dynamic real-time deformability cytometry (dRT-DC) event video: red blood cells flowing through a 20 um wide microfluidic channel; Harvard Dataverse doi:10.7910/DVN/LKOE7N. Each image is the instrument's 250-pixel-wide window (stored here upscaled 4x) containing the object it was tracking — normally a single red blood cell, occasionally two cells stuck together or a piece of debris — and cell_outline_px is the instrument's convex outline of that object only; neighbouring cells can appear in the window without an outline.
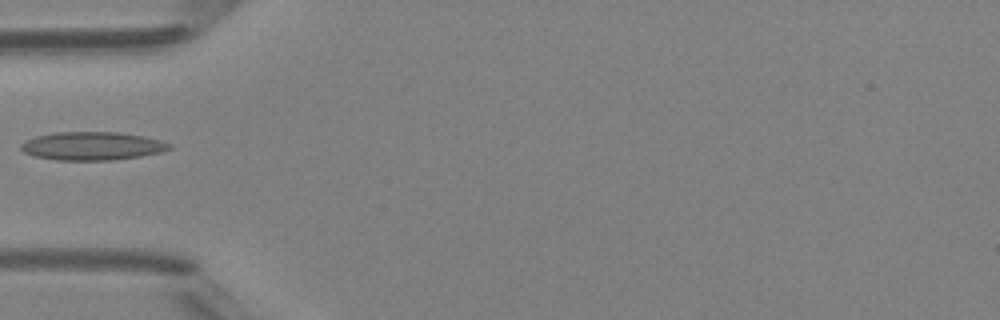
{"species": "Egyptian fruit bat (a non-hibernating species)", "species_latin": "Rousettus aegyptiacus", "temperature_condition": "room temperature", "stored_images_in_passage": 1, "camera_frame_rate_fps": 3000, "um_per_image_px": 0.085, "animal": {"sex": "female"}, "frame": {"image": 1, "passage_image": 1, "time_ms": 0.0, "image_size_px": [1000, 320], "cell_outline_px": [[172, 148], [160, 152], [140, 156], [112, 160], [56, 160], [32, 156], [24, 152], [20, 148], [20, 144], [24, 140], [36, 136], [56, 132], [116, 132], [144, 136], [160, 140], [172, 144]], "centroid_in_image_um": [7.8, 12.41], "position_along_channel_um": 77.2, "area_um2": 24.57}}